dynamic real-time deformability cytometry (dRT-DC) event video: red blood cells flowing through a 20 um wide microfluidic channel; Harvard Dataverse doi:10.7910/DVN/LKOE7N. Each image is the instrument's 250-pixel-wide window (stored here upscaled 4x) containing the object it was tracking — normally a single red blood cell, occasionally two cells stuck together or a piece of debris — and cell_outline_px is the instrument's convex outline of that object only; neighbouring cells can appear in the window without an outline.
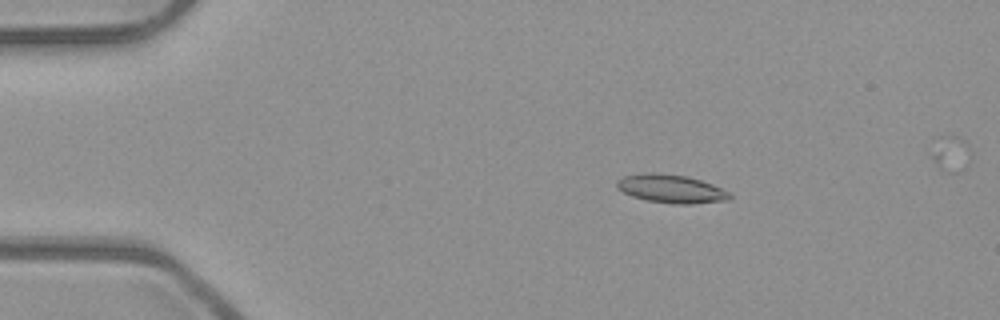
{"species": "common noctule bat (a hibernating species)", "species_latin": "Nyctalus noctula", "temperature_condition": "room temperature", "stored_images_in_passage": 13, "camera_frame_rate_fps": 3000, "um_per_image_px": 0.085, "animal": {"sex": "male", "body_mass_g": 23.1, "forearm_length_mm": 52.7}, "frame": {"image": 1, "passage_image": 10, "time_ms": 3.0, "image_size_px": [1000, 320], "cell_outline_px": [[732, 196], [728, 200], [692, 204], [676, 204], [648, 200], [632, 196], [616, 188], [616, 180], [624, 176], [644, 172], [652, 172], [688, 176], [712, 184], [728, 192]], "centroid_in_image_um": [57.01, 16.03], "position_along_channel_um": 28.0, "area_um2": 18.61}}